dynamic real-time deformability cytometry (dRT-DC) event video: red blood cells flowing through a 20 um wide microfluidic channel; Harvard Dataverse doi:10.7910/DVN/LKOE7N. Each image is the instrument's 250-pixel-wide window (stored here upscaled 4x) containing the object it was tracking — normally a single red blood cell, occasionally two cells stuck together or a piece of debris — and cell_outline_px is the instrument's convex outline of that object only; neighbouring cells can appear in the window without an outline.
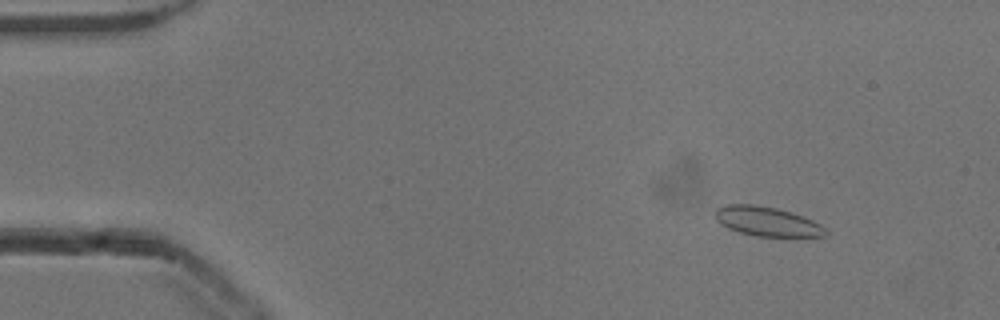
{"species": "common noctule bat (a hibernating species)", "species_latin": "Nyctalus noctula", "temperature_condition": "cold", "stored_images_in_passage": 54, "camera_frame_rate_fps": 3000, "um_per_image_px": 0.085, "animal": {"sex": "male", "body_mass_g": 13.3}, "frame": {"image": 1, "passage_image": 7, "time_ms": 2.0, "image_size_px": [1000, 320], "cell_outline_px": [[828, 232], [824, 236], [756, 236], [740, 232], [728, 228], [720, 224], [716, 220], [716, 208], [724, 204], [756, 204], [776, 208], [792, 212], [812, 220], [820, 224]], "centroid_in_image_um": [65.16, 18.81], "position_along_channel_um": 19.8, "area_um2": 18.84}}
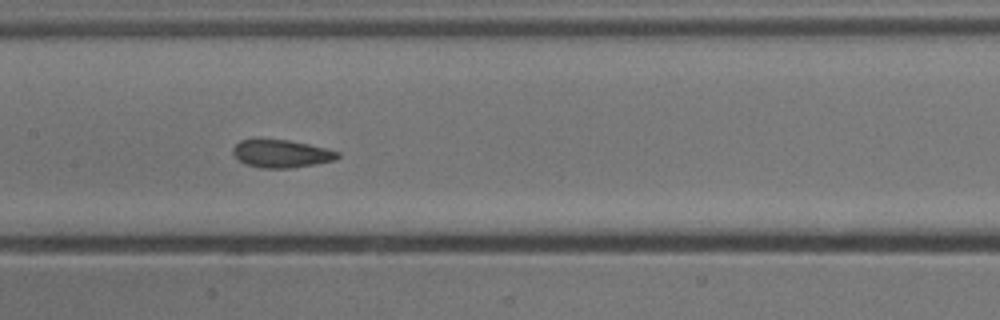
{"frame": {"image": 2, "passage_image": 27, "time_ms": 8.667, "image_size_px": [1000, 320], "cell_outline_px": [[340, 156], [336, 160], [316, 164], [292, 168], [260, 168], [244, 164], [232, 152], [232, 148], [240, 140], [288, 140], [308, 144], [340, 152]], "centroid_in_image_um": [23.93, 13.08], "position_along_channel_um": 183.5, "area_um2": 16.88}}
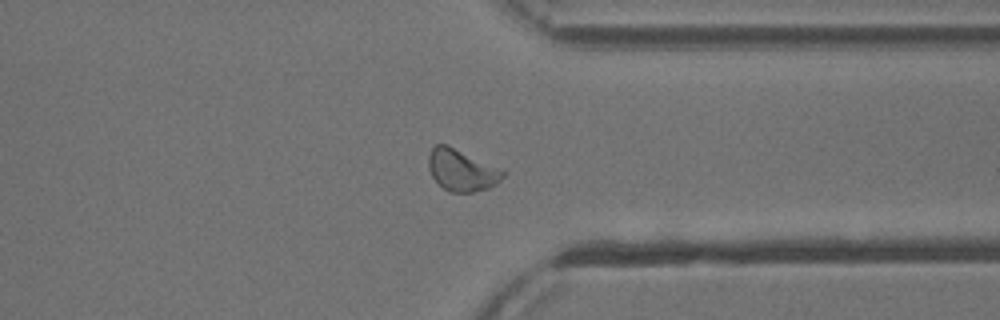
{"frame": {"image": 3, "passage_image": 42, "time_ms": 13.667, "image_size_px": [1000, 320], "cell_outline_px": [[504, 176], [496, 184], [488, 188], [472, 192], [448, 192], [432, 176], [428, 168], [428, 156], [432, 148], [436, 144], [448, 144], [504, 172]], "centroid_in_image_um": [39.18, 14.47], "position_along_channel_um": 372.2, "area_um2": 17.63}, "authors_computed_cell_mechanics": {"area_um2": 17.5712, "velocity_mm_per_s": 3.8241, "shape_relaxation_time_tau1_ms": 6.191, "shape_relaxation_time_tau2_ms": 1.2739, "deformation_change_tau1": 0.1137, "deformation_change_tau2": 0.0689}}